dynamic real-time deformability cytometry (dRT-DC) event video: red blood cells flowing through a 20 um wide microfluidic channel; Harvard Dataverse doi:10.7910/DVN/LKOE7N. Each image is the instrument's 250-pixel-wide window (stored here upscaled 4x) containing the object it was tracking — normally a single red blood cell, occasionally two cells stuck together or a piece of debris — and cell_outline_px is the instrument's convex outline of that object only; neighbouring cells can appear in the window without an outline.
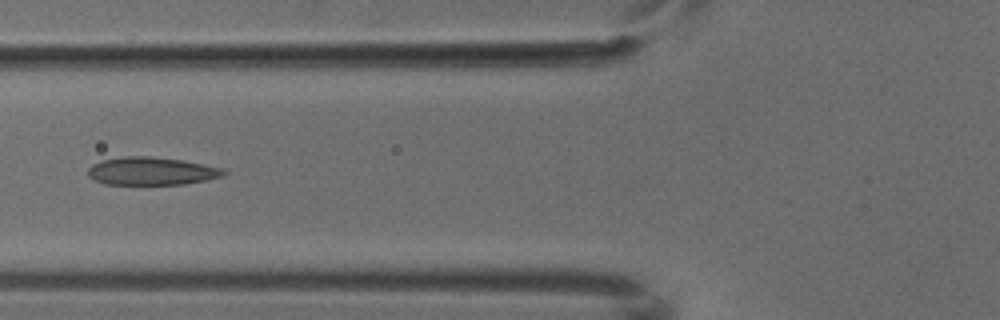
{"species": "common noctule bat (a hibernating species)", "species_latin": "Nyctalus noctula", "temperature_condition": "cold", "stored_images_in_passage": 4, "camera_frame_rate_fps": 3000, "um_per_image_px": 0.085, "animal": {"sex": "male", "body_mass_g": 18.8}, "frame": {"image": 1, "passage_image": 4, "time_ms": 1.0, "image_size_px": [1000, 320], "cell_outline_px": [[228, 172], [224, 176], [208, 180], [184, 184], [104, 184], [92, 180], [88, 176], [88, 168], [92, 164], [100, 160], [124, 156], [152, 156], [180, 160], [220, 168]], "centroid_in_image_um": [12.83, 14.55], "position_along_channel_um": 113.0, "area_um2": 22.14}}